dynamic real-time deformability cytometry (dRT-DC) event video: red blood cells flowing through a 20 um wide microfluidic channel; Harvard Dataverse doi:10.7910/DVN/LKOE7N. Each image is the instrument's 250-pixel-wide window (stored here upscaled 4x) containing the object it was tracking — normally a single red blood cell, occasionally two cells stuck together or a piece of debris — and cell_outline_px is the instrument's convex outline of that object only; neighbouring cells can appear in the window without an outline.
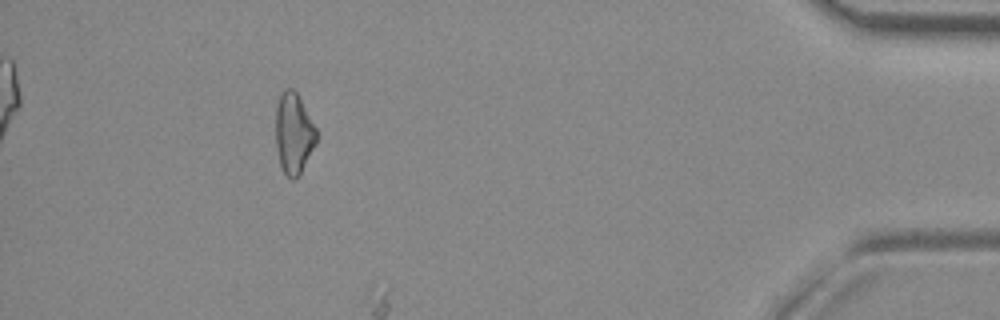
{"species": "common noctule bat (a hibernating species)", "species_latin": "Nyctalus noctula", "temperature_condition": "room temperature", "stored_images_in_passage": 51, "camera_frame_rate_fps": 3000, "um_per_image_px": 0.085, "animal": {"sex": "female", "body_mass_g": 29.2, "forearm_length_mm": 56.3}, "frame": {"image": 1, "passage_image": 46, "time_ms": 15.0, "image_size_px": [1000, 320], "cell_outline_px": [[316, 144], [296, 180], [292, 180], [284, 172], [280, 164], [276, 148], [276, 108], [280, 92], [284, 88], [292, 88], [296, 92], [316, 128]], "centroid_in_image_um": [24.95, 11.33], "position_along_channel_um": 410.3, "area_um2": 19.07}}